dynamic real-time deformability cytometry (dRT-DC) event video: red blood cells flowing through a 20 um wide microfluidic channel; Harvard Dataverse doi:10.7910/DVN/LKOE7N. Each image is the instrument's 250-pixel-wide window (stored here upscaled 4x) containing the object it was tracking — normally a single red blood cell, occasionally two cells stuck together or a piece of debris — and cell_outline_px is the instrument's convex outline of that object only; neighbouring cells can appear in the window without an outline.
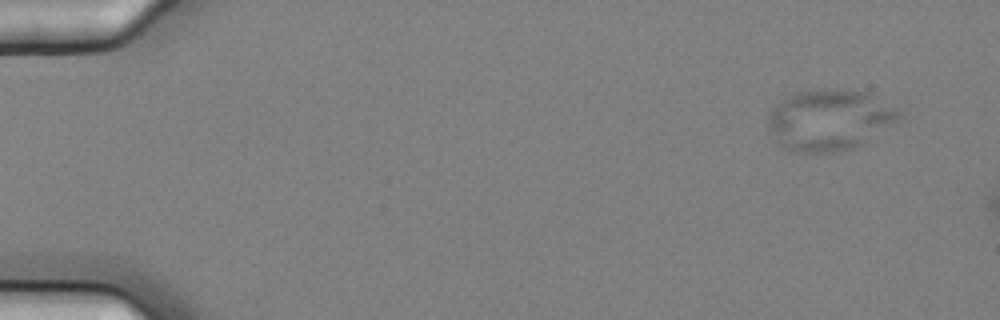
{"species": "common noctule bat (a hibernating species)", "species_latin": "Nyctalus noctula", "temperature_condition": "cold", "stored_images_in_passage": 3, "camera_frame_rate_fps": 3000, "um_per_image_px": 0.085, "animal": {"sex": "female", "body_mass_g": 25.1}, "frame": {"image": 1, "passage_image": 1, "time_ms": 0.0, "image_size_px": [1000, 320], "cell_outline_px": [[904, 112], [900, 120], [856, 148], [832, 152], [792, 152], [784, 148], [768, 124], [768, 116], [780, 100], [796, 92], [828, 88], [868, 92]], "centroid_in_image_um": [70.57, 10.18], "position_along_channel_um": 14.4, "area_um2": 46.47}}